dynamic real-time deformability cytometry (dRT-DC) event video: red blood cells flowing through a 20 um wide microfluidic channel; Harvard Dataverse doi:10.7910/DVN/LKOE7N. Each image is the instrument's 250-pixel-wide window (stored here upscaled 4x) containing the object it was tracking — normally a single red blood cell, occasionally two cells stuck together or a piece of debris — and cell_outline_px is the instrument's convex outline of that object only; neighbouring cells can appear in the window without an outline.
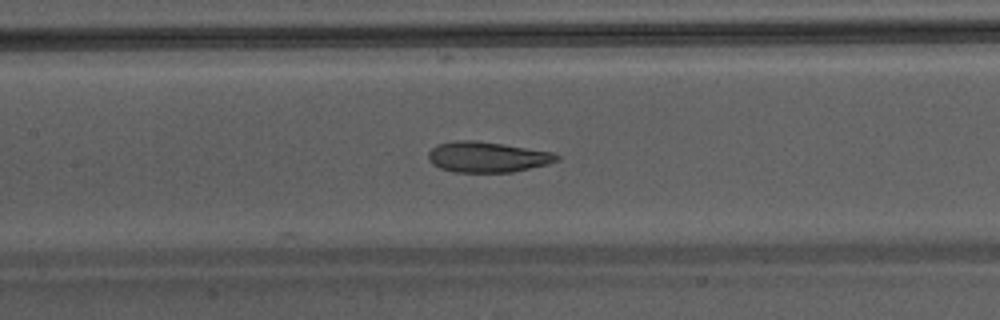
{"species": "Egyptian fruit bat (a non-hibernating species)", "species_latin": "Rousettus aegyptiacus", "temperature_condition": "warm", "stored_images_in_passage": 40, "camera_frame_rate_fps": 3000, "um_per_image_px": 0.085, "animal": {"sex": "male"}, "frame": {"image": 1, "passage_image": 15, "time_ms": 4.667, "image_size_px": [1000, 320], "cell_outline_px": [[560, 160], [548, 164], [512, 172], [452, 172], [440, 168], [432, 164], [428, 160], [428, 152], [436, 144], [456, 140], [476, 140], [504, 144], [556, 152], [560, 156]], "centroid_in_image_um": [41.43, 13.34], "position_along_channel_um": 166.0, "area_um2": 23.24}}
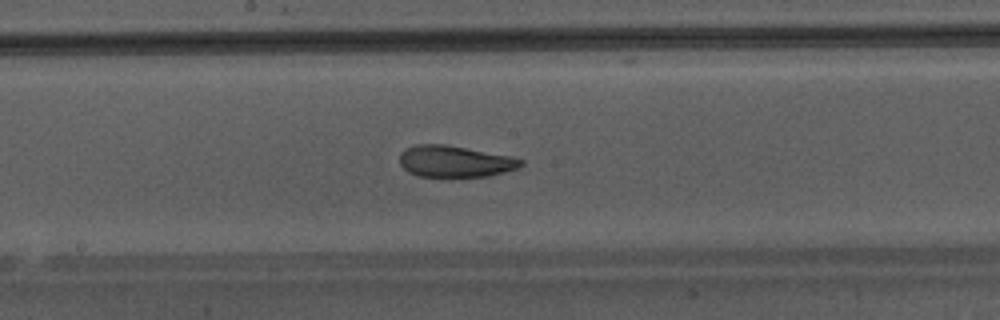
{"frame": {"image": 2, "passage_image": 18, "time_ms": 5.667, "image_size_px": [1000, 320], "cell_outline_px": [[524, 164], [516, 168], [504, 172], [488, 176], [420, 176], [408, 172], [400, 164], [400, 152], [404, 148], [416, 144], [444, 144], [512, 156], [524, 160]], "centroid_in_image_um": [38.65, 13.7], "position_along_channel_um": 209.5, "area_um2": 22.2}}
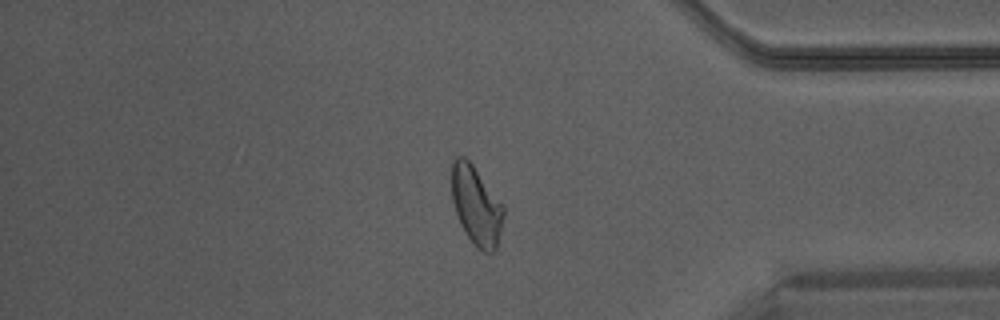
{"frame": {"image": 3, "passage_image": 32, "time_ms": 10.333, "image_size_px": [1000, 320], "cell_outline_px": [[504, 216], [496, 248], [492, 252], [484, 252], [476, 248], [464, 232], [456, 216], [452, 200], [452, 160], [456, 156], [464, 156], [472, 164], [504, 204]], "centroid_in_image_um": [40.48, 17.48], "position_along_channel_um": 394.7, "area_um2": 24.04}}